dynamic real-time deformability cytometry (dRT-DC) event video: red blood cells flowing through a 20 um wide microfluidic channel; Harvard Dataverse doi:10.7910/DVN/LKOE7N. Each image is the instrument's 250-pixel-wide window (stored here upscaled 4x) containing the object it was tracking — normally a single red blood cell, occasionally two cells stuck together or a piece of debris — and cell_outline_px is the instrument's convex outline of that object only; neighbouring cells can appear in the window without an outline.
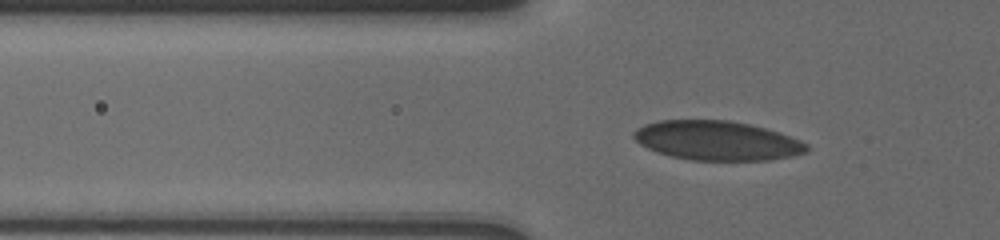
{"species": "human", "species_latin": "Homo sapiens", "temperature_condition": "cold", "stored_images_in_passage": 44, "camera_frame_rate_fps": 3000, "um_per_image_px": 0.085, "donor": {"sex": "male"}, "frame": {"image": 1, "passage_image": 4, "time_ms": 1.333, "image_size_px": [1000, 240], "cell_outline_px": [[808, 152], [792, 156], [768, 160], [692, 160], [672, 156], [656, 152], [640, 144], [632, 136], [632, 132], [636, 128], [644, 124], [660, 120], [728, 120], [748, 124], [764, 128], [800, 140], [808, 144]], "centroid_in_image_um": [60.91, 11.95], "position_along_channel_um": 64.9, "area_um2": 39.54}}
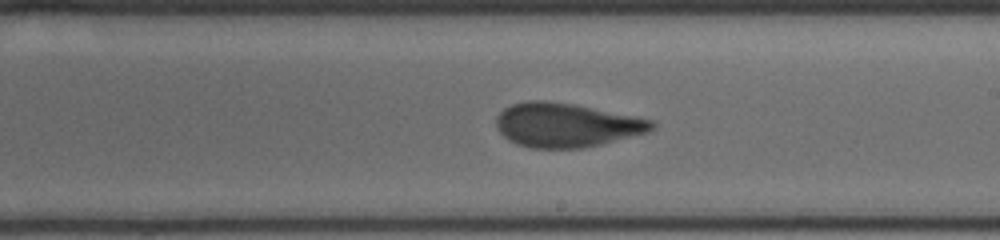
{"frame": {"image": 2, "passage_image": 19, "time_ms": 6.333, "image_size_px": [1000, 240], "cell_outline_px": [[656, 128], [648, 132], [584, 148], [532, 148], [516, 144], [508, 140], [496, 128], [496, 116], [504, 108], [512, 104], [528, 100], [548, 100], [576, 104], [636, 116], [652, 120], [656, 124]], "centroid_in_image_um": [48.13, 10.62], "position_along_channel_um": 240.9, "area_um2": 40.23}}
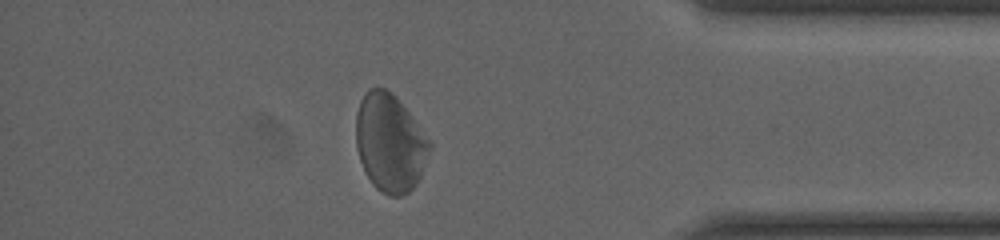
{"frame": {"image": 3, "passage_image": 40, "time_ms": 11.333, "image_size_px": [1000, 240], "cell_outline_px": [[432, 148], [420, 176], [416, 184], [408, 192], [400, 196], [388, 196], [380, 192], [372, 184], [360, 160], [356, 148], [356, 112], [360, 100], [368, 88], [384, 88], [396, 96], [432, 140]], "centroid_in_image_um": [33.16, 12.13], "position_along_channel_um": 402.0, "area_um2": 42.43}, "authors_computed_cell_mechanics": {"area_um2": 40.2866, "velocity_mm_per_s": 3.6804, "shape_relaxation_time_tau1_ms": null, "shape_relaxation_time_tau2_ms": 0.7406, "deformation_change_tau1": null, "deformation_change_tau2": 0.0322}}